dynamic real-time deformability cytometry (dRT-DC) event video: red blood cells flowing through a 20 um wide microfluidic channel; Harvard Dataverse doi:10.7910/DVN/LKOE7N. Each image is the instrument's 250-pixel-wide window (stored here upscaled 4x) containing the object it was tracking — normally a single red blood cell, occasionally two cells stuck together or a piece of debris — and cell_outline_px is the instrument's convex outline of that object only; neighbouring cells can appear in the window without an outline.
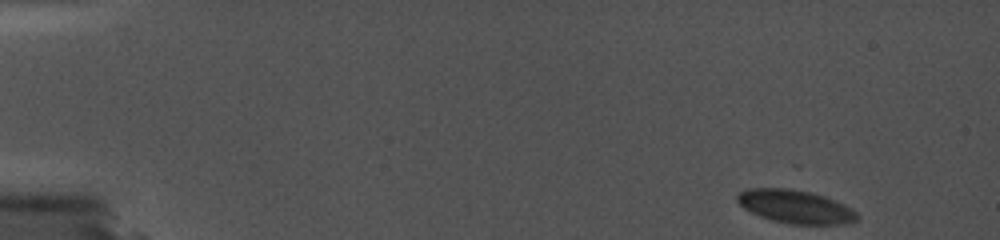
{"species": "common noctule bat (a hibernating species)", "species_latin": "Nyctalus noctula", "temperature_condition": "cold", "stored_images_in_passage": 36, "camera_frame_rate_fps": 5000, "um_per_image_px": 0.085, "animal": {"sex": "female", "body_mass_g": 19.0, "forearm_length_mm": 56.7}, "frame": {"image": 1, "passage_image": 1, "time_ms": 0.0, "image_size_px": [1000, 240], "cell_outline_px": [[860, 216], [856, 220], [840, 224], [792, 224], [772, 220], [760, 216], [744, 208], [736, 200], [736, 196], [740, 192], [748, 188], [788, 188], [812, 192], [824, 196], [844, 204], [852, 208]], "centroid_in_image_um": [67.61, 17.55], "position_along_channel_um": 17.4, "area_um2": 23.18}}
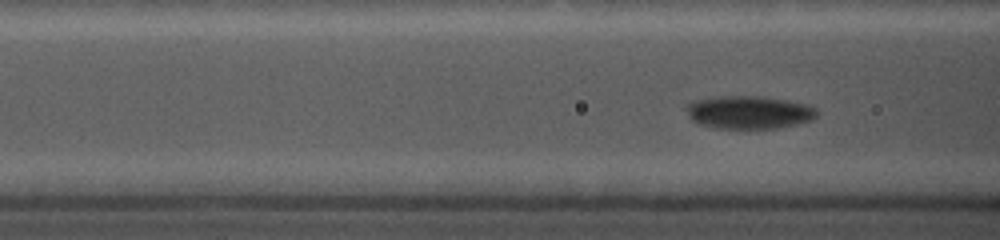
{"frame": {"image": 2, "passage_image": 20, "time_ms": 6.0, "image_size_px": [1000, 240], "cell_outline_px": [[816, 116], [812, 120], [796, 124], [776, 128], [716, 128], [696, 124], [688, 116], [684, 104], [696, 100], [712, 96], [760, 96], [788, 100], [804, 104], [816, 108]], "centroid_in_image_um": [63.59, 9.54], "position_along_channel_um": 103.0, "area_um2": 25.26}}
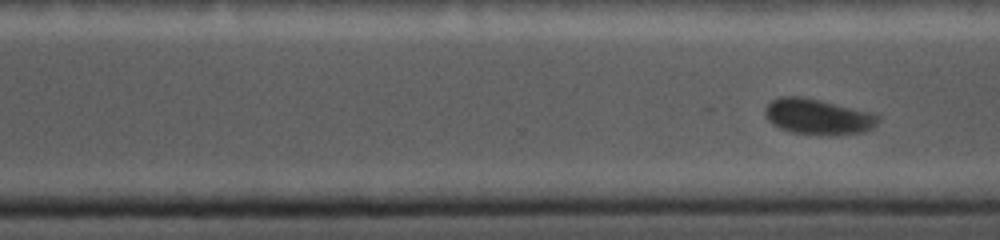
{"frame": {"image": 3, "passage_image": 36, "time_ms": 11.4, "image_size_px": [1000, 240], "cell_outline_px": [[880, 120], [872, 128], [864, 132], [828, 136], [792, 132], [780, 128], [772, 124], [764, 116], [764, 108], [772, 100], [780, 96], [800, 96], [820, 100], [876, 112], [880, 116]], "centroid_in_image_um": [69.56, 9.92], "position_along_channel_um": 301.0, "area_um2": 23.99}}